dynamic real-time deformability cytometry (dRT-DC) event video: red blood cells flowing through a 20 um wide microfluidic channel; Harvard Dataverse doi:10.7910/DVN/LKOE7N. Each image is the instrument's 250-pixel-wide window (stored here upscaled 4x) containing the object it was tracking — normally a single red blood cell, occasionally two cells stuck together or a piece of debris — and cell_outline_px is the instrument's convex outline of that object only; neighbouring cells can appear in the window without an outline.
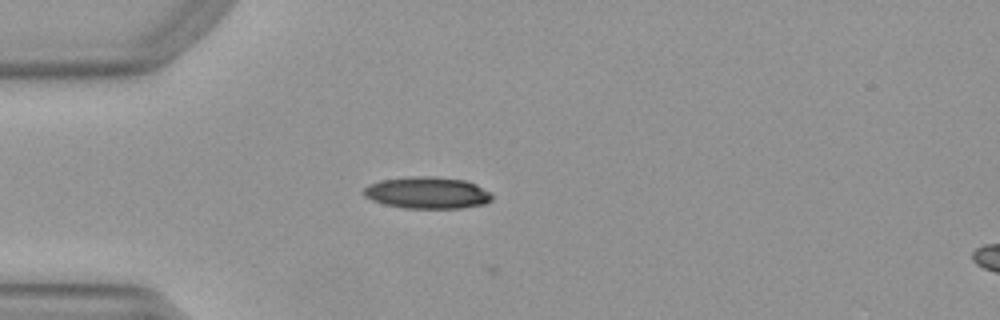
{"species": "Egyptian fruit bat (a non-hibernating species)", "species_latin": "Rousettus aegyptiacus", "temperature_condition": "warm", "stored_images_in_passage": 17, "camera_frame_rate_fps": 3000, "um_per_image_px": 0.085, "animal": {"sex": "female"}, "frame": {"image": 1, "passage_image": 14, "time_ms": 4.333, "image_size_px": [1000, 320], "cell_outline_px": [[492, 200], [484, 204], [460, 208], [404, 208], [384, 204], [372, 200], [364, 196], [360, 192], [368, 184], [380, 180], [408, 176], [436, 176], [464, 180], [476, 184], [488, 192], [492, 196]], "centroid_in_image_um": [36.26, 16.37], "position_along_channel_um": 48.7, "area_um2": 23.93}}